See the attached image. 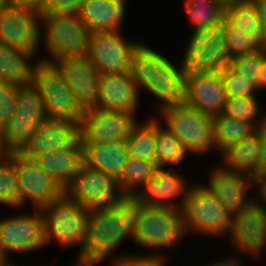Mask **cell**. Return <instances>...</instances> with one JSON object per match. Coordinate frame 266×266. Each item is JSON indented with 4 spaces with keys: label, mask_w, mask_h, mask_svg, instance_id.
Masks as SVG:
<instances>
[{
    "label": "cell",
    "mask_w": 266,
    "mask_h": 266,
    "mask_svg": "<svg viewBox=\"0 0 266 266\" xmlns=\"http://www.w3.org/2000/svg\"><path fill=\"white\" fill-rule=\"evenodd\" d=\"M129 235L132 237V197L90 210L86 240L77 266L98 265Z\"/></svg>",
    "instance_id": "6da1fadb"
},
{
    "label": "cell",
    "mask_w": 266,
    "mask_h": 266,
    "mask_svg": "<svg viewBox=\"0 0 266 266\" xmlns=\"http://www.w3.org/2000/svg\"><path fill=\"white\" fill-rule=\"evenodd\" d=\"M171 63L169 59L146 45L139 44L132 58L131 75L139 88L163 100L162 109L183 104L185 100L187 70Z\"/></svg>",
    "instance_id": "7a4b0ae2"
},
{
    "label": "cell",
    "mask_w": 266,
    "mask_h": 266,
    "mask_svg": "<svg viewBox=\"0 0 266 266\" xmlns=\"http://www.w3.org/2000/svg\"><path fill=\"white\" fill-rule=\"evenodd\" d=\"M184 233L182 210L148 206L132 197V239L136 244L163 249L177 243Z\"/></svg>",
    "instance_id": "3957f363"
},
{
    "label": "cell",
    "mask_w": 266,
    "mask_h": 266,
    "mask_svg": "<svg viewBox=\"0 0 266 266\" xmlns=\"http://www.w3.org/2000/svg\"><path fill=\"white\" fill-rule=\"evenodd\" d=\"M41 21L46 24V47L54 58L42 62L55 64L67 58L88 57L93 33L79 15L41 13Z\"/></svg>",
    "instance_id": "277c9868"
},
{
    "label": "cell",
    "mask_w": 266,
    "mask_h": 266,
    "mask_svg": "<svg viewBox=\"0 0 266 266\" xmlns=\"http://www.w3.org/2000/svg\"><path fill=\"white\" fill-rule=\"evenodd\" d=\"M183 65L187 72H222L230 65L227 49V19L194 30Z\"/></svg>",
    "instance_id": "5b68a950"
},
{
    "label": "cell",
    "mask_w": 266,
    "mask_h": 266,
    "mask_svg": "<svg viewBox=\"0 0 266 266\" xmlns=\"http://www.w3.org/2000/svg\"><path fill=\"white\" fill-rule=\"evenodd\" d=\"M45 221V238L49 243L52 238L60 245L85 244L87 219L90 210L71 200L66 194L41 208Z\"/></svg>",
    "instance_id": "8992f818"
},
{
    "label": "cell",
    "mask_w": 266,
    "mask_h": 266,
    "mask_svg": "<svg viewBox=\"0 0 266 266\" xmlns=\"http://www.w3.org/2000/svg\"><path fill=\"white\" fill-rule=\"evenodd\" d=\"M33 84L39 91L48 118L66 119L80 124L85 111L54 64L41 61Z\"/></svg>",
    "instance_id": "52a82bcc"
},
{
    "label": "cell",
    "mask_w": 266,
    "mask_h": 266,
    "mask_svg": "<svg viewBox=\"0 0 266 266\" xmlns=\"http://www.w3.org/2000/svg\"><path fill=\"white\" fill-rule=\"evenodd\" d=\"M166 128L192 153L215 147L213 116L201 113L184 103L161 109Z\"/></svg>",
    "instance_id": "ba28073f"
},
{
    "label": "cell",
    "mask_w": 266,
    "mask_h": 266,
    "mask_svg": "<svg viewBox=\"0 0 266 266\" xmlns=\"http://www.w3.org/2000/svg\"><path fill=\"white\" fill-rule=\"evenodd\" d=\"M182 212L185 232L224 235L229 230L231 215L206 186L189 187Z\"/></svg>",
    "instance_id": "9c48e42d"
},
{
    "label": "cell",
    "mask_w": 266,
    "mask_h": 266,
    "mask_svg": "<svg viewBox=\"0 0 266 266\" xmlns=\"http://www.w3.org/2000/svg\"><path fill=\"white\" fill-rule=\"evenodd\" d=\"M65 194L88 210L112 206L125 197L114 177L90 168L85 163L81 165Z\"/></svg>",
    "instance_id": "30bf717a"
},
{
    "label": "cell",
    "mask_w": 266,
    "mask_h": 266,
    "mask_svg": "<svg viewBox=\"0 0 266 266\" xmlns=\"http://www.w3.org/2000/svg\"><path fill=\"white\" fill-rule=\"evenodd\" d=\"M119 31L95 32L91 36L88 59L102 75L131 73L136 47Z\"/></svg>",
    "instance_id": "8fae6325"
},
{
    "label": "cell",
    "mask_w": 266,
    "mask_h": 266,
    "mask_svg": "<svg viewBox=\"0 0 266 266\" xmlns=\"http://www.w3.org/2000/svg\"><path fill=\"white\" fill-rule=\"evenodd\" d=\"M9 157L16 167L20 206L30 199L36 209H41L65 194L61 186L34 159L19 152H11Z\"/></svg>",
    "instance_id": "7c38bea8"
},
{
    "label": "cell",
    "mask_w": 266,
    "mask_h": 266,
    "mask_svg": "<svg viewBox=\"0 0 266 266\" xmlns=\"http://www.w3.org/2000/svg\"><path fill=\"white\" fill-rule=\"evenodd\" d=\"M133 115V113H108L98 109L85 111L79 124L82 145L126 141L137 124Z\"/></svg>",
    "instance_id": "4fadbf2b"
},
{
    "label": "cell",
    "mask_w": 266,
    "mask_h": 266,
    "mask_svg": "<svg viewBox=\"0 0 266 266\" xmlns=\"http://www.w3.org/2000/svg\"><path fill=\"white\" fill-rule=\"evenodd\" d=\"M40 21V12L10 4L0 15V44L35 53Z\"/></svg>",
    "instance_id": "5bb4252c"
},
{
    "label": "cell",
    "mask_w": 266,
    "mask_h": 266,
    "mask_svg": "<svg viewBox=\"0 0 266 266\" xmlns=\"http://www.w3.org/2000/svg\"><path fill=\"white\" fill-rule=\"evenodd\" d=\"M46 243L45 221L41 209L32 216H15L0 220V251L28 252Z\"/></svg>",
    "instance_id": "9a60e30c"
},
{
    "label": "cell",
    "mask_w": 266,
    "mask_h": 266,
    "mask_svg": "<svg viewBox=\"0 0 266 266\" xmlns=\"http://www.w3.org/2000/svg\"><path fill=\"white\" fill-rule=\"evenodd\" d=\"M227 98L222 72H187L186 106L214 116L223 112Z\"/></svg>",
    "instance_id": "2e32d148"
},
{
    "label": "cell",
    "mask_w": 266,
    "mask_h": 266,
    "mask_svg": "<svg viewBox=\"0 0 266 266\" xmlns=\"http://www.w3.org/2000/svg\"><path fill=\"white\" fill-rule=\"evenodd\" d=\"M228 231L237 248L258 257L266 245V209L263 204L253 201L231 216Z\"/></svg>",
    "instance_id": "e0dca14e"
},
{
    "label": "cell",
    "mask_w": 266,
    "mask_h": 266,
    "mask_svg": "<svg viewBox=\"0 0 266 266\" xmlns=\"http://www.w3.org/2000/svg\"><path fill=\"white\" fill-rule=\"evenodd\" d=\"M84 111L96 108L101 75L88 57L67 58L54 64Z\"/></svg>",
    "instance_id": "ac0fdd59"
},
{
    "label": "cell",
    "mask_w": 266,
    "mask_h": 266,
    "mask_svg": "<svg viewBox=\"0 0 266 266\" xmlns=\"http://www.w3.org/2000/svg\"><path fill=\"white\" fill-rule=\"evenodd\" d=\"M79 139L78 123L47 117L19 153L34 159L40 154L73 146Z\"/></svg>",
    "instance_id": "d6986e66"
},
{
    "label": "cell",
    "mask_w": 266,
    "mask_h": 266,
    "mask_svg": "<svg viewBox=\"0 0 266 266\" xmlns=\"http://www.w3.org/2000/svg\"><path fill=\"white\" fill-rule=\"evenodd\" d=\"M138 96L131 73L102 75L95 109L108 113H134Z\"/></svg>",
    "instance_id": "ffe728a7"
},
{
    "label": "cell",
    "mask_w": 266,
    "mask_h": 266,
    "mask_svg": "<svg viewBox=\"0 0 266 266\" xmlns=\"http://www.w3.org/2000/svg\"><path fill=\"white\" fill-rule=\"evenodd\" d=\"M234 172L229 169L215 168L210 175L209 186L217 198L221 201L227 212L233 216L246 207L252 200H245L248 185H256L250 176Z\"/></svg>",
    "instance_id": "44dd1931"
},
{
    "label": "cell",
    "mask_w": 266,
    "mask_h": 266,
    "mask_svg": "<svg viewBox=\"0 0 266 266\" xmlns=\"http://www.w3.org/2000/svg\"><path fill=\"white\" fill-rule=\"evenodd\" d=\"M173 168L168 171L164 168H158L152 179L142 190L136 195V199L142 204L153 207H164L182 210L189 191V187L184 184V180L176 174ZM188 189H187V188ZM181 196L179 208L172 205L170 199ZM170 204H169V203Z\"/></svg>",
    "instance_id": "7402d4cb"
},
{
    "label": "cell",
    "mask_w": 266,
    "mask_h": 266,
    "mask_svg": "<svg viewBox=\"0 0 266 266\" xmlns=\"http://www.w3.org/2000/svg\"><path fill=\"white\" fill-rule=\"evenodd\" d=\"M34 160L65 191L84 163L82 143L79 139L73 146L40 154Z\"/></svg>",
    "instance_id": "603a6c76"
},
{
    "label": "cell",
    "mask_w": 266,
    "mask_h": 266,
    "mask_svg": "<svg viewBox=\"0 0 266 266\" xmlns=\"http://www.w3.org/2000/svg\"><path fill=\"white\" fill-rule=\"evenodd\" d=\"M82 147L86 165L107 173L117 181L122 177L130 157L126 141Z\"/></svg>",
    "instance_id": "cb8c5ba5"
},
{
    "label": "cell",
    "mask_w": 266,
    "mask_h": 266,
    "mask_svg": "<svg viewBox=\"0 0 266 266\" xmlns=\"http://www.w3.org/2000/svg\"><path fill=\"white\" fill-rule=\"evenodd\" d=\"M125 0H87L79 16L92 33L120 31Z\"/></svg>",
    "instance_id": "d4e9b609"
},
{
    "label": "cell",
    "mask_w": 266,
    "mask_h": 266,
    "mask_svg": "<svg viewBox=\"0 0 266 266\" xmlns=\"http://www.w3.org/2000/svg\"><path fill=\"white\" fill-rule=\"evenodd\" d=\"M34 53L0 44V82L24 86L33 83L38 64L30 66L27 59Z\"/></svg>",
    "instance_id": "484cf974"
},
{
    "label": "cell",
    "mask_w": 266,
    "mask_h": 266,
    "mask_svg": "<svg viewBox=\"0 0 266 266\" xmlns=\"http://www.w3.org/2000/svg\"><path fill=\"white\" fill-rule=\"evenodd\" d=\"M223 152V153H222ZM222 153L224 163L223 168L234 172L246 173L251 178L257 173L260 157V143L256 133L248 139L228 145Z\"/></svg>",
    "instance_id": "4316f807"
},
{
    "label": "cell",
    "mask_w": 266,
    "mask_h": 266,
    "mask_svg": "<svg viewBox=\"0 0 266 266\" xmlns=\"http://www.w3.org/2000/svg\"><path fill=\"white\" fill-rule=\"evenodd\" d=\"M215 148L222 151L228 145L248 139L256 134L257 128L249 122L224 114L213 116Z\"/></svg>",
    "instance_id": "83f0119b"
},
{
    "label": "cell",
    "mask_w": 266,
    "mask_h": 266,
    "mask_svg": "<svg viewBox=\"0 0 266 266\" xmlns=\"http://www.w3.org/2000/svg\"><path fill=\"white\" fill-rule=\"evenodd\" d=\"M158 169L153 161L143 160L130 156L125 166L122 177L118 180L121 193L125 197H136L140 192L136 191V186L145 187Z\"/></svg>",
    "instance_id": "f1b7e54d"
},
{
    "label": "cell",
    "mask_w": 266,
    "mask_h": 266,
    "mask_svg": "<svg viewBox=\"0 0 266 266\" xmlns=\"http://www.w3.org/2000/svg\"><path fill=\"white\" fill-rule=\"evenodd\" d=\"M225 18L233 28L256 35L266 44V34L262 30L259 15L252 0L225 8Z\"/></svg>",
    "instance_id": "f546056e"
},
{
    "label": "cell",
    "mask_w": 266,
    "mask_h": 266,
    "mask_svg": "<svg viewBox=\"0 0 266 266\" xmlns=\"http://www.w3.org/2000/svg\"><path fill=\"white\" fill-rule=\"evenodd\" d=\"M126 143L129 156L155 162L156 121L151 119L146 124H136Z\"/></svg>",
    "instance_id": "4dcf8cb0"
},
{
    "label": "cell",
    "mask_w": 266,
    "mask_h": 266,
    "mask_svg": "<svg viewBox=\"0 0 266 266\" xmlns=\"http://www.w3.org/2000/svg\"><path fill=\"white\" fill-rule=\"evenodd\" d=\"M188 151L182 142L167 128L161 127L156 121V156L155 163L158 168L179 164Z\"/></svg>",
    "instance_id": "1f68e13d"
},
{
    "label": "cell",
    "mask_w": 266,
    "mask_h": 266,
    "mask_svg": "<svg viewBox=\"0 0 266 266\" xmlns=\"http://www.w3.org/2000/svg\"><path fill=\"white\" fill-rule=\"evenodd\" d=\"M185 8L195 30L216 24L225 18V8L218 0H185Z\"/></svg>",
    "instance_id": "d6a6232c"
},
{
    "label": "cell",
    "mask_w": 266,
    "mask_h": 266,
    "mask_svg": "<svg viewBox=\"0 0 266 266\" xmlns=\"http://www.w3.org/2000/svg\"><path fill=\"white\" fill-rule=\"evenodd\" d=\"M15 113L11 118L46 119L47 115L38 89L32 83L18 86Z\"/></svg>",
    "instance_id": "836d02e7"
},
{
    "label": "cell",
    "mask_w": 266,
    "mask_h": 266,
    "mask_svg": "<svg viewBox=\"0 0 266 266\" xmlns=\"http://www.w3.org/2000/svg\"><path fill=\"white\" fill-rule=\"evenodd\" d=\"M45 119L11 118L4 128V140L10 152H19Z\"/></svg>",
    "instance_id": "e575fe53"
},
{
    "label": "cell",
    "mask_w": 266,
    "mask_h": 266,
    "mask_svg": "<svg viewBox=\"0 0 266 266\" xmlns=\"http://www.w3.org/2000/svg\"><path fill=\"white\" fill-rule=\"evenodd\" d=\"M266 44L256 35L233 28L227 20V49L230 61L262 51Z\"/></svg>",
    "instance_id": "d590c367"
},
{
    "label": "cell",
    "mask_w": 266,
    "mask_h": 266,
    "mask_svg": "<svg viewBox=\"0 0 266 266\" xmlns=\"http://www.w3.org/2000/svg\"><path fill=\"white\" fill-rule=\"evenodd\" d=\"M0 203L20 206L18 176L14 162L9 156L0 161Z\"/></svg>",
    "instance_id": "8d00e7d4"
},
{
    "label": "cell",
    "mask_w": 266,
    "mask_h": 266,
    "mask_svg": "<svg viewBox=\"0 0 266 266\" xmlns=\"http://www.w3.org/2000/svg\"><path fill=\"white\" fill-rule=\"evenodd\" d=\"M256 97H234L227 98L222 114L252 123L257 129L266 121V115L260 120L258 116V103Z\"/></svg>",
    "instance_id": "74e56055"
},
{
    "label": "cell",
    "mask_w": 266,
    "mask_h": 266,
    "mask_svg": "<svg viewBox=\"0 0 266 266\" xmlns=\"http://www.w3.org/2000/svg\"><path fill=\"white\" fill-rule=\"evenodd\" d=\"M265 56L266 47L257 53L232 59L230 61V66L258 90L260 70Z\"/></svg>",
    "instance_id": "f35d334b"
},
{
    "label": "cell",
    "mask_w": 266,
    "mask_h": 266,
    "mask_svg": "<svg viewBox=\"0 0 266 266\" xmlns=\"http://www.w3.org/2000/svg\"><path fill=\"white\" fill-rule=\"evenodd\" d=\"M222 76L228 98L255 96L257 89L230 65L222 71Z\"/></svg>",
    "instance_id": "ab89813d"
},
{
    "label": "cell",
    "mask_w": 266,
    "mask_h": 266,
    "mask_svg": "<svg viewBox=\"0 0 266 266\" xmlns=\"http://www.w3.org/2000/svg\"><path fill=\"white\" fill-rule=\"evenodd\" d=\"M17 92L18 86L0 82V127L3 130L15 113Z\"/></svg>",
    "instance_id": "60d3db41"
},
{
    "label": "cell",
    "mask_w": 266,
    "mask_h": 266,
    "mask_svg": "<svg viewBox=\"0 0 266 266\" xmlns=\"http://www.w3.org/2000/svg\"><path fill=\"white\" fill-rule=\"evenodd\" d=\"M87 0H49L42 13L79 15Z\"/></svg>",
    "instance_id": "b9f144b4"
},
{
    "label": "cell",
    "mask_w": 266,
    "mask_h": 266,
    "mask_svg": "<svg viewBox=\"0 0 266 266\" xmlns=\"http://www.w3.org/2000/svg\"><path fill=\"white\" fill-rule=\"evenodd\" d=\"M163 257L159 254L156 256L142 257V256H127L115 259L113 261L114 266H164Z\"/></svg>",
    "instance_id": "7bdbcfd3"
},
{
    "label": "cell",
    "mask_w": 266,
    "mask_h": 266,
    "mask_svg": "<svg viewBox=\"0 0 266 266\" xmlns=\"http://www.w3.org/2000/svg\"><path fill=\"white\" fill-rule=\"evenodd\" d=\"M256 133L260 143V157L257 173L253 177L255 182L266 178V121L257 129Z\"/></svg>",
    "instance_id": "ee69618b"
},
{
    "label": "cell",
    "mask_w": 266,
    "mask_h": 266,
    "mask_svg": "<svg viewBox=\"0 0 266 266\" xmlns=\"http://www.w3.org/2000/svg\"><path fill=\"white\" fill-rule=\"evenodd\" d=\"M10 2L12 5L30 8L42 13L47 8L49 0H10Z\"/></svg>",
    "instance_id": "f6af8a7d"
},
{
    "label": "cell",
    "mask_w": 266,
    "mask_h": 266,
    "mask_svg": "<svg viewBox=\"0 0 266 266\" xmlns=\"http://www.w3.org/2000/svg\"><path fill=\"white\" fill-rule=\"evenodd\" d=\"M256 6L262 30L266 34V0H252Z\"/></svg>",
    "instance_id": "bcb514c9"
},
{
    "label": "cell",
    "mask_w": 266,
    "mask_h": 266,
    "mask_svg": "<svg viewBox=\"0 0 266 266\" xmlns=\"http://www.w3.org/2000/svg\"><path fill=\"white\" fill-rule=\"evenodd\" d=\"M10 154L11 152L5 144L3 129L0 127V161L8 157Z\"/></svg>",
    "instance_id": "7dc6e473"
},
{
    "label": "cell",
    "mask_w": 266,
    "mask_h": 266,
    "mask_svg": "<svg viewBox=\"0 0 266 266\" xmlns=\"http://www.w3.org/2000/svg\"><path fill=\"white\" fill-rule=\"evenodd\" d=\"M265 86H266V56L263 58V64L260 70L258 89L264 88Z\"/></svg>",
    "instance_id": "c3c4849f"
},
{
    "label": "cell",
    "mask_w": 266,
    "mask_h": 266,
    "mask_svg": "<svg viewBox=\"0 0 266 266\" xmlns=\"http://www.w3.org/2000/svg\"><path fill=\"white\" fill-rule=\"evenodd\" d=\"M256 185L258 186L259 193L262 197V202L264 201L266 205V178L258 180ZM263 207L266 209V206L263 205Z\"/></svg>",
    "instance_id": "681fc988"
},
{
    "label": "cell",
    "mask_w": 266,
    "mask_h": 266,
    "mask_svg": "<svg viewBox=\"0 0 266 266\" xmlns=\"http://www.w3.org/2000/svg\"><path fill=\"white\" fill-rule=\"evenodd\" d=\"M239 262L236 261V259L233 261V260H225L224 262H218V263H212L211 265H208V266H239L240 264H238Z\"/></svg>",
    "instance_id": "f907efd6"
},
{
    "label": "cell",
    "mask_w": 266,
    "mask_h": 266,
    "mask_svg": "<svg viewBox=\"0 0 266 266\" xmlns=\"http://www.w3.org/2000/svg\"><path fill=\"white\" fill-rule=\"evenodd\" d=\"M247 0H218V2L224 7L227 8L232 5H236L237 3L245 2Z\"/></svg>",
    "instance_id": "816d5d0a"
},
{
    "label": "cell",
    "mask_w": 266,
    "mask_h": 266,
    "mask_svg": "<svg viewBox=\"0 0 266 266\" xmlns=\"http://www.w3.org/2000/svg\"><path fill=\"white\" fill-rule=\"evenodd\" d=\"M11 4L10 0H0V15Z\"/></svg>",
    "instance_id": "f5cc1de1"
},
{
    "label": "cell",
    "mask_w": 266,
    "mask_h": 266,
    "mask_svg": "<svg viewBox=\"0 0 266 266\" xmlns=\"http://www.w3.org/2000/svg\"><path fill=\"white\" fill-rule=\"evenodd\" d=\"M9 264L10 261H8L6 255L0 251V266H9Z\"/></svg>",
    "instance_id": "db71d44e"
}]
</instances>
